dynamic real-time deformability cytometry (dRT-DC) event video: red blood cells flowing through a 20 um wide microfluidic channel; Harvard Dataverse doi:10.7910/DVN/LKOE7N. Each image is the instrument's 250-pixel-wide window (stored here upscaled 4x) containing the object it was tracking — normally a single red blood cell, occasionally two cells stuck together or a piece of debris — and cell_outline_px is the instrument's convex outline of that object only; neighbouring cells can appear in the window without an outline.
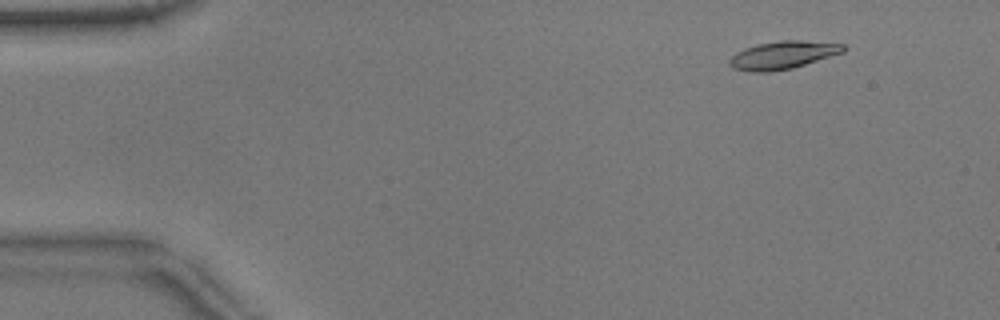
{"species": "common noctule bat (a hibernating species)", "species_latin": "Nyctalus noctula", "temperature_condition": "warm", "stored_images_in_passage": 53, "camera_frame_rate_fps": 3000, "um_per_image_px": 0.085, "animal": {"sex": "male", "body_mass_g": 17.9}, "frame": {"image": 1, "passage_image": 6, "time_ms": 1.667, "image_size_px": [1000, 320], "cell_outline_px": [[844, 52], [792, 68], [768, 72], [752, 72], [732, 68], [728, 64], [728, 60], [736, 52], [744, 48], [756, 44], [780, 40], [800, 40], [844, 44]], "centroid_in_image_um": [66.49, 4.68], "position_along_channel_um": 18.5, "area_um2": 18.5}}
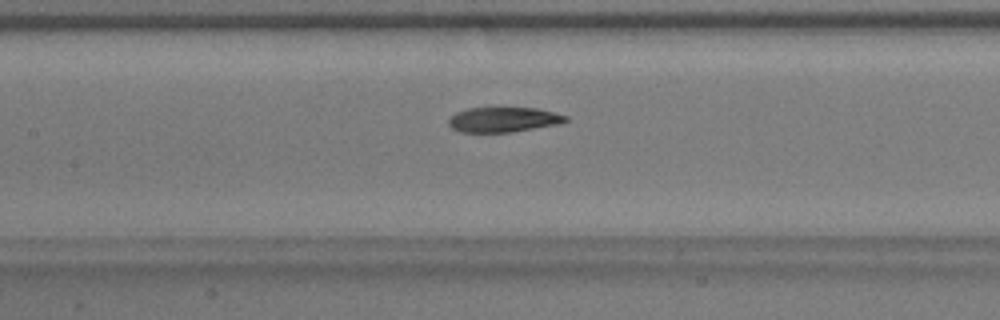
{"frame": {"image": 2, "passage_image": 25, "time_ms": 8.0, "image_size_px": [1000, 320], "cell_outline_px": [[568, 120], [556, 124], [508, 132], [460, 132], [452, 128], [448, 124], [448, 120], [456, 112], [468, 108], [536, 108], [568, 116]], "centroid_in_image_um": [42.74, 10.16], "position_along_channel_um": 164.7, "area_um2": 16.7}}
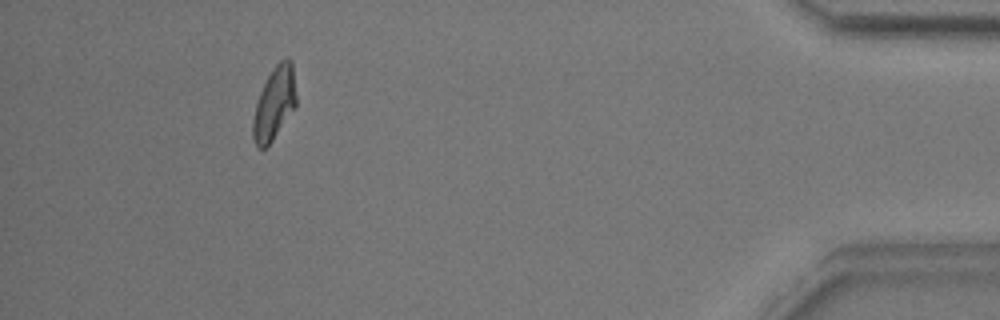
{"frame": {"image": 3, "passage_image": 49, "time_ms": 16.0, "image_size_px": [1000, 320], "cell_outline_px": [[296, 104], [272, 140], [264, 148], [256, 148], [252, 136], [252, 120], [256, 104], [260, 92], [272, 68], [280, 60], [288, 56], [292, 60], [296, 96]], "centroid_in_image_um": [23.3, 8.76], "position_along_channel_um": 411.9, "area_um2": 18.15}, "authors_computed_cell_mechanics": {"area_um2": 18.0336, "velocity_mm_per_s": 3.8212, "shape_relaxation_time_tau1_ms": 9.193, "shape_relaxation_time_tau2_ms": 2.3943, "deformation_change_tau1": 0.2728, "deformation_change_tau2": 0.0924}}